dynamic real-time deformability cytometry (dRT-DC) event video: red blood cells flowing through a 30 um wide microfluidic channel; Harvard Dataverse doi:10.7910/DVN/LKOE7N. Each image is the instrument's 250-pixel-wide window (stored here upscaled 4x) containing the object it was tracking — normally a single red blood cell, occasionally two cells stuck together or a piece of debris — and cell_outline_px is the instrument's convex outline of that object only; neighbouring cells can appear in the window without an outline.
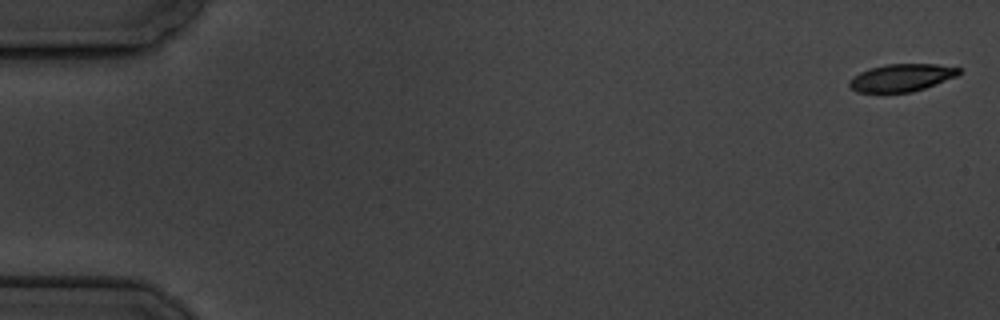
{"species": "common noctule bat (a hibernating species)", "species_latin": "Nyctalus noctula", "temperature_condition": "cold", "stored_images_in_passage": 5, "camera_frame_rate_fps": 3000, "um_per_image_px": 0.085, "animal": {"sex": "male", "body_mass_g": 19.5, "forearm_length_mm": 54.6}, "frame": {"image": 1, "passage_image": 1, "time_ms": 0.0, "image_size_px": [1000, 320], "cell_outline_px": [[960, 72], [956, 76], [924, 88], [912, 92], [856, 92], [848, 84], [848, 80], [852, 76], [868, 68], [888, 64], [936, 64], [960, 68]], "centroid_in_image_um": [76.58, 6.6], "position_along_channel_um": 8.4, "area_um2": 17.46}}
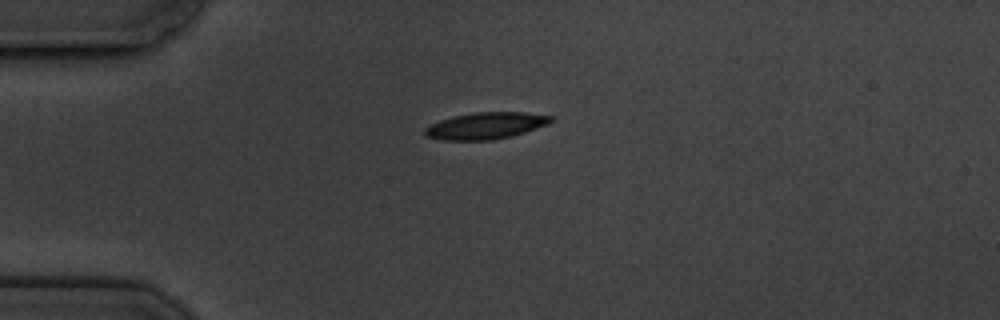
{"frame": {"image": 2, "passage_image": 5, "time_ms": 4.667, "image_size_px": [1000, 320], "cell_outline_px": [[556, 120], [548, 124], [512, 136], [492, 140], [440, 140], [424, 136], [424, 128], [440, 120], [452, 116], [472, 112], [524, 112], [552, 116]], "centroid_in_image_um": [41.28, 10.68], "position_along_channel_um": 43.7, "area_um2": 19.77}}